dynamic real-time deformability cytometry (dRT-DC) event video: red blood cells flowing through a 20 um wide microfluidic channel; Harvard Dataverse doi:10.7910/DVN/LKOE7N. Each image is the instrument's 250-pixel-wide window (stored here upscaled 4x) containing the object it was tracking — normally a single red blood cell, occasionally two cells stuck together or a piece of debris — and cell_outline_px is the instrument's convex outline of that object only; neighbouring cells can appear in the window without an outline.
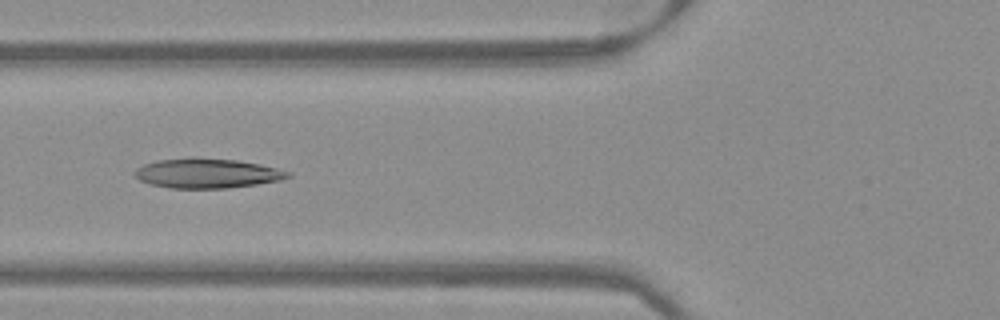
{"species": "Egyptian fruit bat (a non-hibernating species)", "species_latin": "Rousettus aegyptiacus", "temperature_condition": "warm", "stored_images_in_passage": 50, "camera_frame_rate_fps": 3000, "um_per_image_px": 0.085, "frame": {"image": 1, "passage_image": 19, "time_ms": 6.0, "image_size_px": [1000, 320], "cell_outline_px": [[292, 176], [280, 180], [256, 184], [228, 188], [168, 188], [152, 184], [140, 180], [132, 172], [136, 168], [144, 164], [156, 160], [192, 156], [196, 156], [236, 160], [260, 164], [292, 172]], "centroid_in_image_um": [17.59, 14.71], "position_along_channel_um": 108.2, "area_um2": 26.82}}
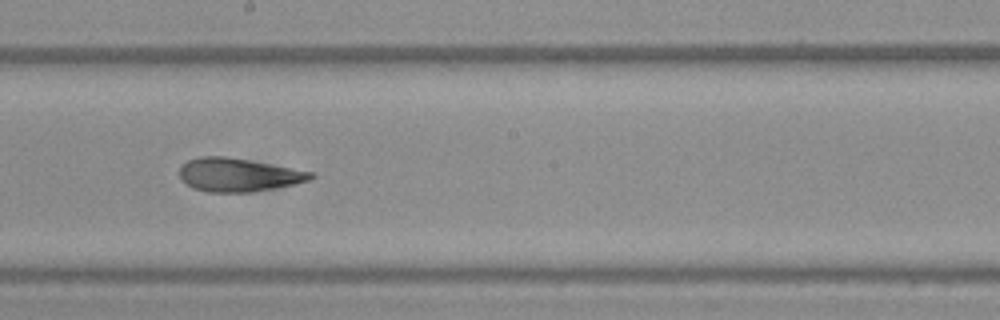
{"frame": {"image": 2, "passage_image": 28, "time_ms": 9.0, "image_size_px": [1000, 320], "cell_outline_px": [[316, 176], [308, 180], [296, 184], [248, 192], [208, 192], [192, 188], [180, 180], [180, 168], [188, 160], [200, 156], [224, 156], [248, 160], [316, 172]], "centroid_in_image_um": [20.26, 14.86], "position_along_channel_um": 227.9, "area_um2": 25.49}}
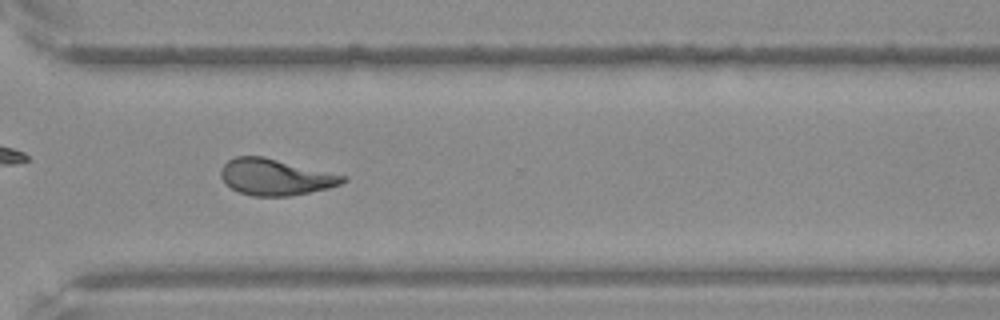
{"frame": {"image": 3, "passage_image": 37, "time_ms": 12.0, "image_size_px": [1000, 320], "cell_outline_px": [[348, 180], [340, 184], [328, 188], [288, 196], [252, 196], [240, 192], [232, 188], [220, 176], [220, 168], [228, 160], [236, 156], [264, 156], [348, 176]], "centroid_in_image_um": [23.42, 15.03], "position_along_channel_um": 347.2, "area_um2": 25.78}}